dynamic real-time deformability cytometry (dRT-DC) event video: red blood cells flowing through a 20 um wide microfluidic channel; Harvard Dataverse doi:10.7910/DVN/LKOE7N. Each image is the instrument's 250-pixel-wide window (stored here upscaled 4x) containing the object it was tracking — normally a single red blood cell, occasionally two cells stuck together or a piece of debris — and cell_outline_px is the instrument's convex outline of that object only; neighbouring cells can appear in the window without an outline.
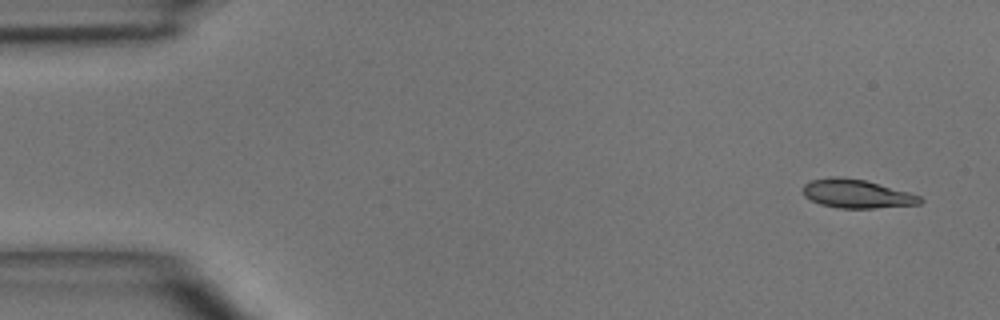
{"species": "common noctule bat (a hibernating species)", "species_latin": "Nyctalus noctula", "temperature_condition": "room temperature", "stored_images_in_passage": 4, "camera_frame_rate_fps": 3000, "um_per_image_px": 0.085, "animal": {"sex": "male", "body_mass_g": 15.6}, "frame": {"image": 1, "passage_image": 1, "time_ms": 0.0, "image_size_px": [1000, 320], "cell_outline_px": [[924, 200], [920, 204], [872, 208], [840, 208], [820, 204], [804, 196], [800, 188], [804, 184], [812, 180], [832, 176], [836, 176], [864, 180], [908, 192], [920, 196]], "centroid_in_image_um": [72.78, 16.47], "position_along_channel_um": 12.2, "area_um2": 19.42}}
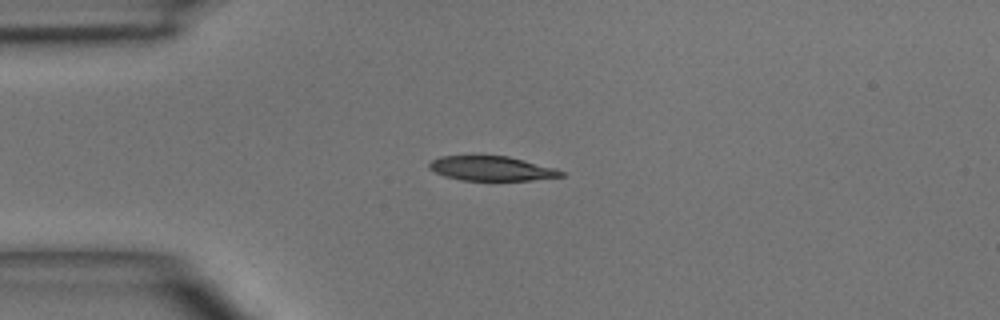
{"frame": {"image": 2, "passage_image": 3, "time_ms": 3.0, "image_size_px": [1000, 320], "cell_outline_px": [[564, 176], [532, 180], [464, 180], [444, 176], [428, 168], [428, 164], [432, 160], [440, 156], [508, 156], [556, 168], [564, 172]], "centroid_in_image_um": [41.79, 14.32], "position_along_channel_um": 43.2, "area_um2": 18.73}}